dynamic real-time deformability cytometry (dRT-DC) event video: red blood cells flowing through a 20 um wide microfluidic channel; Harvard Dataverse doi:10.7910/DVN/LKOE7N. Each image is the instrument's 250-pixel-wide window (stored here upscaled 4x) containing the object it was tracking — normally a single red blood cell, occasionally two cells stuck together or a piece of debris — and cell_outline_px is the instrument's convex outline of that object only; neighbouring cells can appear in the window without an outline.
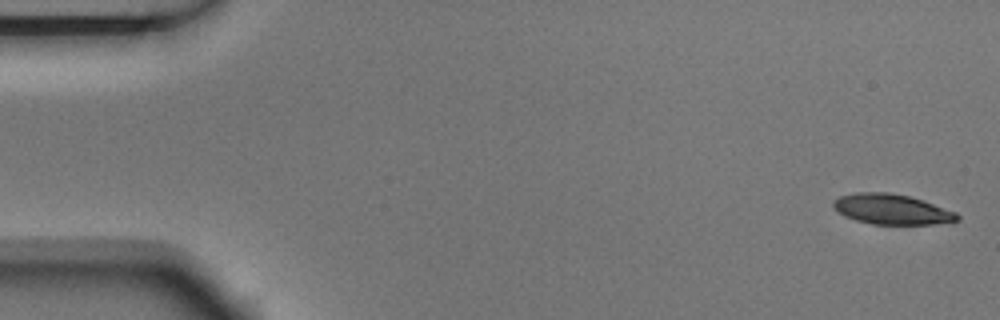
{"species": "Egyptian fruit bat (a non-hibernating species)", "species_latin": "Rousettus aegyptiacus", "temperature_condition": "room temperature", "stored_images_in_passage": 5, "camera_frame_rate_fps": 3000, "um_per_image_px": 0.085, "animal": {"sex": "male"}, "frame": {"image": 1, "passage_image": 1, "time_ms": 0.0, "image_size_px": [1000, 320], "cell_outline_px": [[960, 220], [932, 224], [872, 224], [856, 220], [844, 216], [832, 204], [840, 196], [856, 192], [892, 192], [924, 200], [956, 212], [960, 216]], "centroid_in_image_um": [75.83, 17.78], "position_along_channel_um": 9.2, "area_um2": 21.73}}
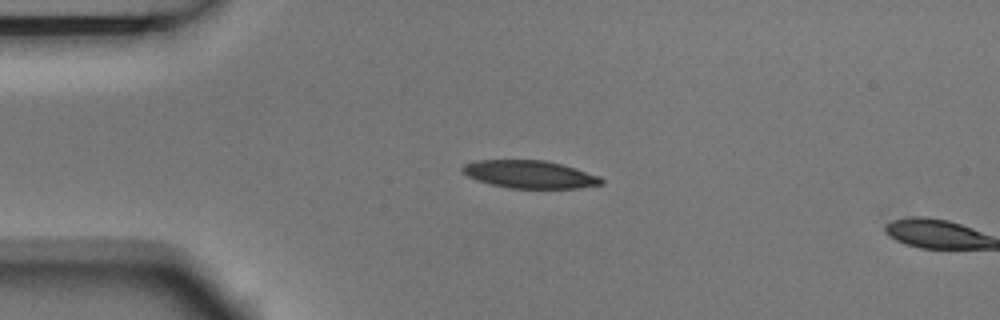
{"frame": {"image": 2, "passage_image": 4, "time_ms": 1.0, "image_size_px": [1000, 320], "cell_outline_px": [[604, 184], [576, 188], [512, 188], [492, 184], [476, 180], [468, 176], [460, 168], [464, 164], [476, 160], [544, 160], [576, 168], [600, 176], [604, 180]], "centroid_in_image_um": [45.04, 14.81], "position_along_channel_um": 40.0, "area_um2": 22.37}}